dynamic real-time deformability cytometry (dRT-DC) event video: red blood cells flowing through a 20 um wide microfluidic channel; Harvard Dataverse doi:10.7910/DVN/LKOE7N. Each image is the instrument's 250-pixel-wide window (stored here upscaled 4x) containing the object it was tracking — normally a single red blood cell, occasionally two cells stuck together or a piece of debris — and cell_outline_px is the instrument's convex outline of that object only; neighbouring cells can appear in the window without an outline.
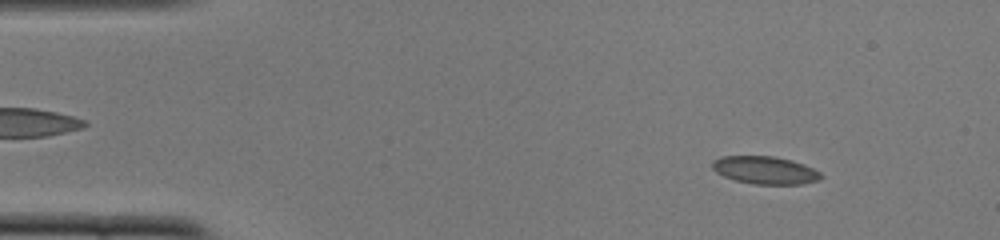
{"species": "common noctule bat (a hibernating species)", "species_latin": "Nyctalus noctula", "temperature_condition": "cold", "stored_images_in_passage": 52, "camera_frame_rate_fps": 3000, "um_per_image_px": 0.085, "animal": {"sex": "female", "body_mass_g": 22.0, "forearm_length_mm": 56.7}, "frame": {"image": 1, "passage_image": 6, "time_ms": 1.667, "image_size_px": [1000, 240], "cell_outline_px": [[824, 176], [820, 180], [804, 184], [752, 184], [736, 180], [724, 176], [716, 172], [712, 168], [712, 160], [720, 156], [776, 156], [792, 160], [804, 164], [820, 172]], "centroid_in_image_um": [65.05, 14.46], "position_along_channel_um": 20.0, "area_um2": 17.74}}
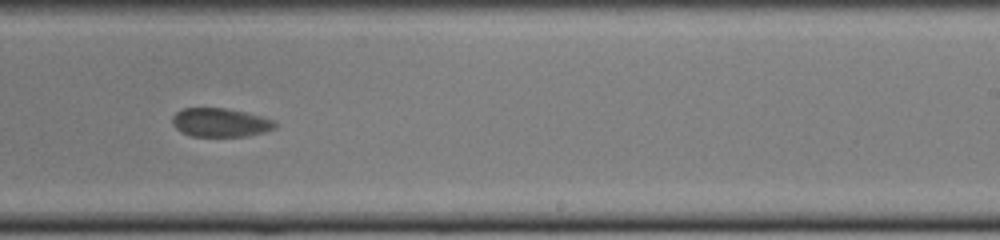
{"frame": {"image": 2, "passage_image": 32, "time_ms": 10.333, "image_size_px": [1000, 240], "cell_outline_px": [[276, 128], [264, 132], [248, 136], [192, 136], [180, 132], [172, 124], [172, 116], [176, 112], [184, 108], [224, 108], [244, 112], [276, 120]], "centroid_in_image_um": [18.72, 10.42], "position_along_channel_um": 270.3, "area_um2": 17.22}}
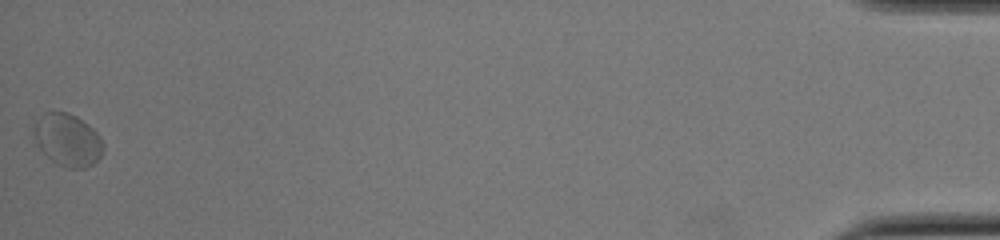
{"frame": {"image": 3, "passage_image": 52, "time_ms": 17.0, "image_size_px": [1000, 240], "cell_outline_px": [[104, 148], [100, 156], [92, 164], [84, 168], [64, 168], [56, 164], [40, 148], [36, 140], [36, 124], [40, 116], [44, 112], [68, 112], [76, 116], [88, 124], [100, 136], [104, 144]], "centroid_in_image_um": [5.8, 11.9], "position_along_channel_um": 429.4, "area_um2": 20.81}, "authors_computed_cell_mechanics": {"area_um2": 17.6579, "velocity_mm_per_s": 3.8243, "shape_relaxation_time_tau1_ms": null, "shape_relaxation_time_tau2_ms": 1.4787, "deformation_change_tau1": null, "deformation_change_tau2": 0.0376}}